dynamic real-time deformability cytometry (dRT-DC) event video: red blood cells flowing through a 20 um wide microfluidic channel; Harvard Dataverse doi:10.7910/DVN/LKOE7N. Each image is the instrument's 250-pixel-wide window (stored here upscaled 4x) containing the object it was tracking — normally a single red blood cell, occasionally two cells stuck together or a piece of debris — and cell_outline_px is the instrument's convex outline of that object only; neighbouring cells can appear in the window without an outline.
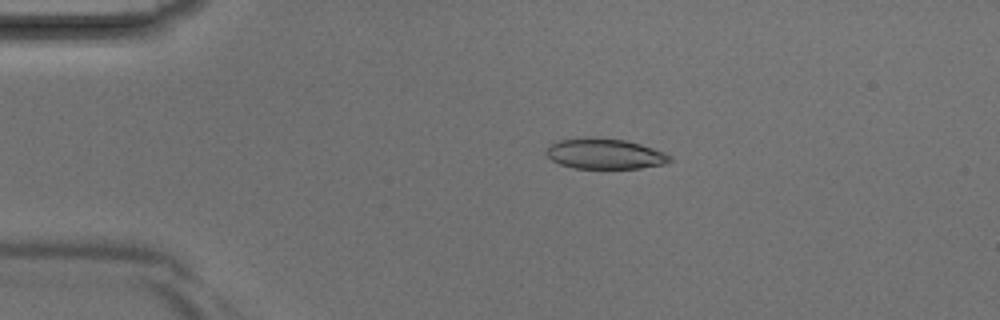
{"species": "Egyptian fruit bat (a non-hibernating species)", "species_latin": "Rousettus aegyptiacus", "temperature_condition": "room temperature", "stored_images_in_passage": 2, "camera_frame_rate_fps": 3000, "um_per_image_px": 0.085, "animal": {"sex": "male"}, "frame": {"image": 1, "passage_image": 1, "time_ms": 0.0, "image_size_px": [1000, 320], "cell_outline_px": [[672, 160], [664, 164], [640, 168], [572, 168], [560, 164], [552, 160], [544, 152], [556, 140], [588, 136], [624, 140], [640, 144], [664, 152], [672, 156]], "centroid_in_image_um": [51.39, 13.06], "position_along_channel_um": 33.6, "area_um2": 22.02}}